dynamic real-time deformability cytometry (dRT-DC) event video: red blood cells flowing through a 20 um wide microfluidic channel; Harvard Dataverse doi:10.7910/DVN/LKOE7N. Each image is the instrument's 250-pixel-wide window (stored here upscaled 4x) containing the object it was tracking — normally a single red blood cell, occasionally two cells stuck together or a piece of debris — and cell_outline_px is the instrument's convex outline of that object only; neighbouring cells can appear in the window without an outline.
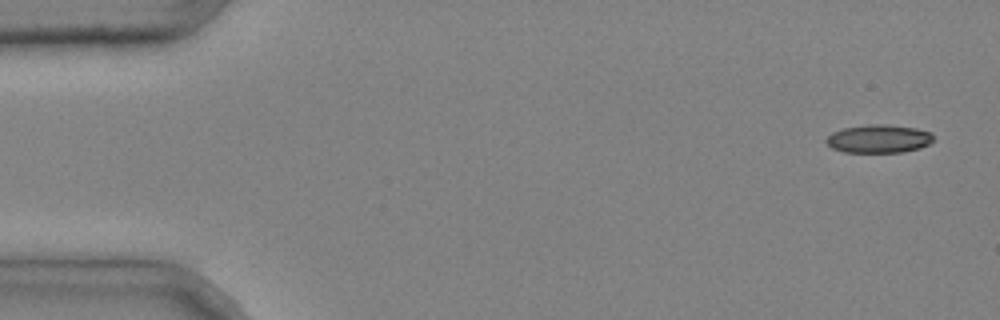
{"species": "common noctule bat (a hibernating species)", "species_latin": "Nyctalus noctula", "temperature_condition": "cold", "stored_images_in_passage": 3, "camera_frame_rate_fps": 3000, "um_per_image_px": 0.085, "animal": {"sex": "male", "body_mass_g": 20.4}, "frame": {"image": 1, "passage_image": 1, "time_ms": 0.0, "image_size_px": [1000, 320], "cell_outline_px": [[932, 140], [928, 144], [920, 148], [904, 152], [844, 152], [832, 148], [824, 140], [832, 132], [844, 128], [868, 124], [884, 124], [916, 128], [932, 132]], "centroid_in_image_um": [74.68, 11.79], "position_along_channel_um": 10.3, "area_um2": 17.63}}